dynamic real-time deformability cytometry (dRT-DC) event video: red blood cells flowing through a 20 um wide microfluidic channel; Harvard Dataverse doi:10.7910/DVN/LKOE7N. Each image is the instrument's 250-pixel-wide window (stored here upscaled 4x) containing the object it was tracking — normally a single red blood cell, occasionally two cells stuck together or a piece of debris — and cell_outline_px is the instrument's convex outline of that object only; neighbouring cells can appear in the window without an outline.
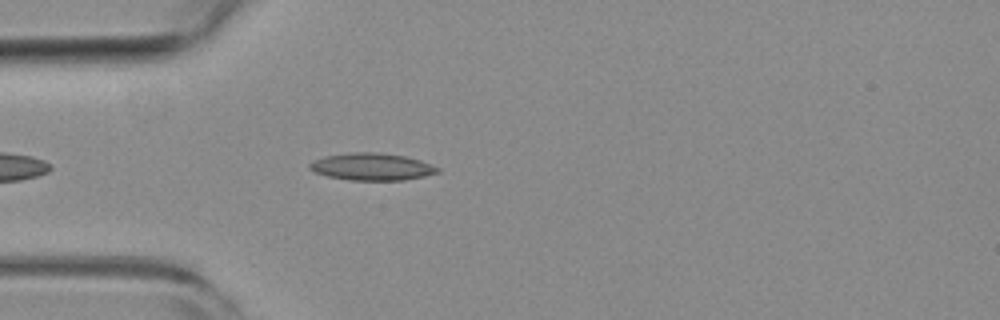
{"species": "common noctule bat (a hibernating species)", "species_latin": "Nyctalus noctula", "temperature_condition": "room temperature", "stored_images_in_passage": 41, "camera_frame_rate_fps": 3000, "um_per_image_px": 0.085, "animal": {"sex": "female", "body_mass_g": 19.3, "forearm_length_mm": 54.1}, "frame": {"image": 1, "passage_image": 5, "time_ms": 1.333, "image_size_px": [1000, 320], "cell_outline_px": [[440, 172], [424, 176], [404, 180], [348, 180], [328, 176], [316, 172], [308, 168], [308, 164], [312, 160], [324, 156], [352, 152], [376, 152], [404, 156], [420, 160], [440, 168]], "centroid_in_image_um": [31.59, 14.17], "position_along_channel_um": 53.4, "area_um2": 20.29}}
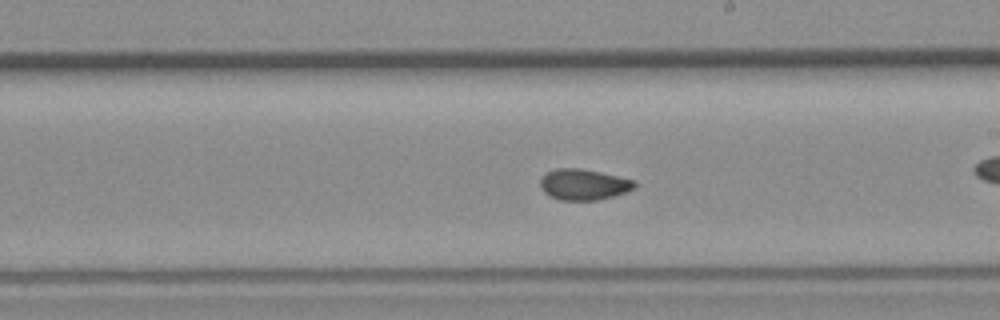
{"frame": {"image": 2, "passage_image": 17, "time_ms": 5.333, "image_size_px": [1000, 320], "cell_outline_px": [[636, 188], [612, 196], [596, 200], [560, 200], [548, 196], [540, 188], [540, 180], [544, 172], [556, 168], [580, 168], [600, 172], [636, 180]], "centroid_in_image_um": [49.57, 15.67], "position_along_channel_um": 239.4, "area_um2": 17.17}}
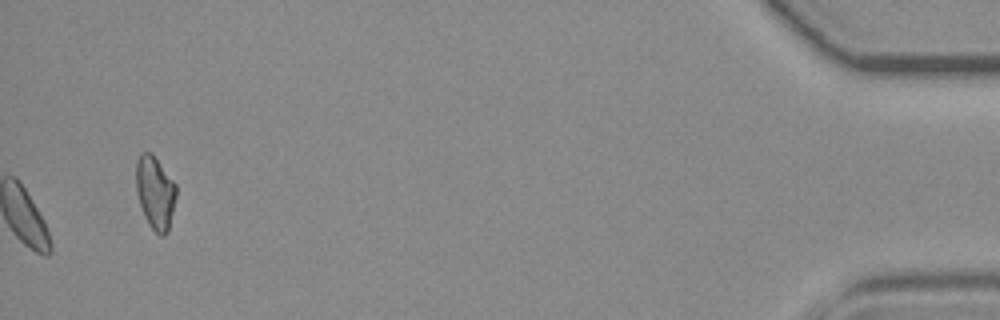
{"frame": {"image": 3, "passage_image": 41, "time_ms": 13.333, "image_size_px": [1000, 320], "cell_outline_px": [[176, 196], [168, 232], [164, 236], [160, 236], [148, 224], [144, 216], [136, 192], [136, 160], [140, 152], [152, 152], [176, 184]], "centroid_in_image_um": [13.18, 16.35], "position_along_channel_um": 422.0, "area_um2": 17.22}}